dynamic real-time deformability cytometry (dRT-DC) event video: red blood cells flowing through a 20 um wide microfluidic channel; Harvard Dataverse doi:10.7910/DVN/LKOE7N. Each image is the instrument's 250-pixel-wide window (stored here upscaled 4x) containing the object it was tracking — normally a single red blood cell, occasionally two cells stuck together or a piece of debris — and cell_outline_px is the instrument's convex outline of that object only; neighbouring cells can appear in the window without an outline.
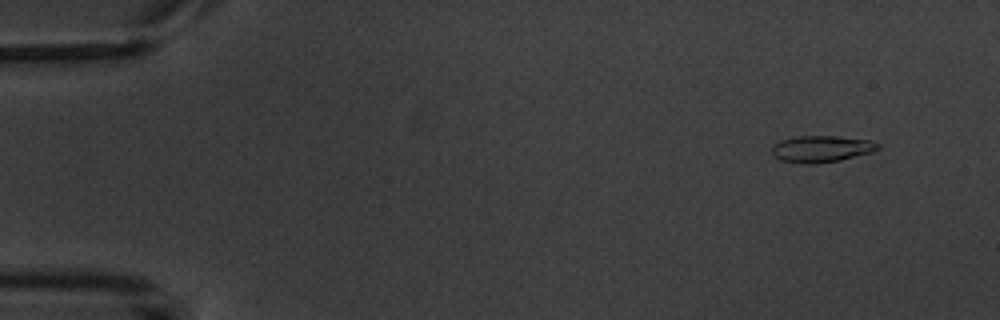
{"species": "common noctule bat (a hibernating species)", "species_latin": "Nyctalus noctula", "temperature_condition": "warm", "stored_images_in_passage": 5, "camera_frame_rate_fps": 3000, "um_per_image_px": 0.085, "animal": {"sex": "male", "body_mass_g": 20.1, "forearm_length_mm": 53.5}, "frame": {"image": 1, "passage_image": 1, "time_ms": 0.0, "image_size_px": [1000, 320], "cell_outline_px": [[880, 148], [872, 152], [840, 160], [816, 164], [804, 164], [780, 160], [772, 156], [772, 144], [780, 140], [796, 136], [836, 136], [868, 140], [880, 144]], "centroid_in_image_um": [69.77, 12.66], "position_along_channel_um": 15.2, "area_um2": 16.59}}